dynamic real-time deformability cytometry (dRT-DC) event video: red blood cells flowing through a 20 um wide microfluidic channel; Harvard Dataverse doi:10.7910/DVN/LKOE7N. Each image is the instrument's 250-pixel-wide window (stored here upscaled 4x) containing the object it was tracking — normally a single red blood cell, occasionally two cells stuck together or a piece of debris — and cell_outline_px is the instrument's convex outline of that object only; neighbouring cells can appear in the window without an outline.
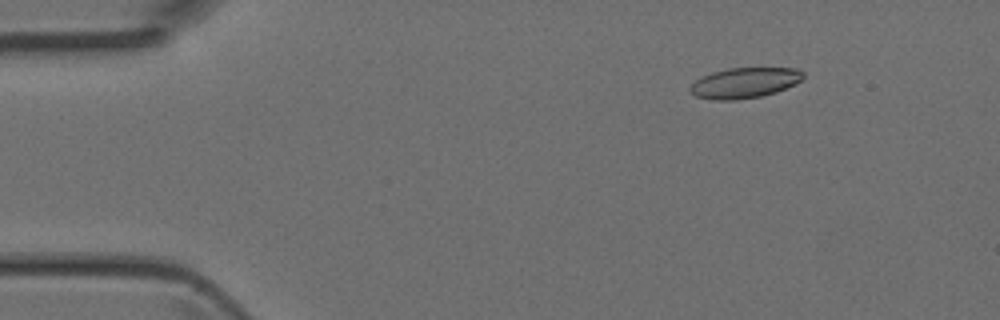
{"species": "Egyptian fruit bat (a non-hibernating species)", "species_latin": "Rousettus aegyptiacus", "temperature_condition": "room temperature", "stored_images_in_passage": 47, "camera_frame_rate_fps": 3000, "um_per_image_px": 0.085, "animal": {"sex": "female"}, "frame": {"image": 1, "passage_image": 6, "time_ms": 1.667, "image_size_px": [1000, 320], "cell_outline_px": [[804, 76], [800, 80], [776, 92], [760, 96], [736, 100], [712, 100], [696, 96], [688, 88], [696, 80], [712, 72], [728, 68], [796, 68], [804, 72]], "centroid_in_image_um": [63.27, 7.04], "position_along_channel_um": 21.7, "area_um2": 19.83}}
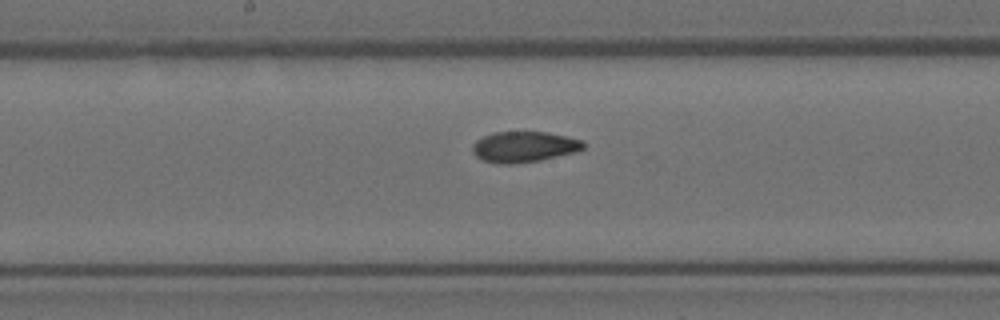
{"frame": {"image": 2, "passage_image": 24, "time_ms": 7.667, "image_size_px": [1000, 320], "cell_outline_px": [[584, 148], [576, 152], [540, 160], [512, 164], [496, 164], [484, 160], [476, 156], [472, 152], [472, 144], [476, 140], [492, 132], [548, 132], [584, 140]], "centroid_in_image_um": [44.54, 12.48], "position_along_channel_um": 203.7, "area_um2": 20.0}}
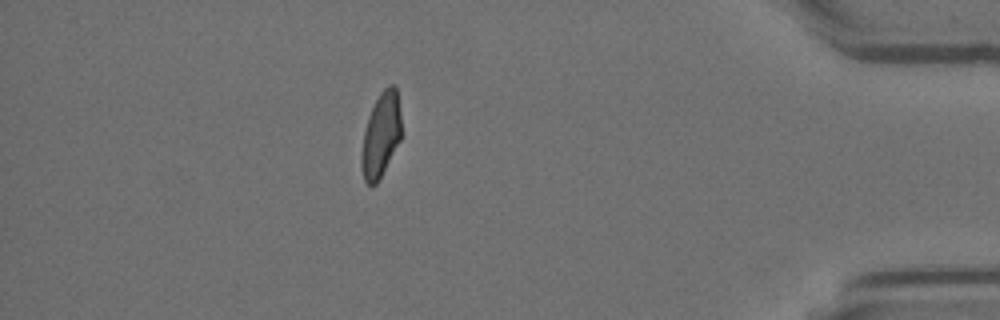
{"frame": {"image": 3, "passage_image": 41, "time_ms": 13.333, "image_size_px": [1000, 320], "cell_outline_px": [[400, 140], [376, 184], [368, 184], [364, 180], [360, 164], [360, 156], [364, 132], [368, 116], [380, 92], [388, 84], [396, 84], [400, 116]], "centroid_in_image_um": [32.35, 11.44], "position_along_channel_um": 402.8, "area_um2": 19.36}}